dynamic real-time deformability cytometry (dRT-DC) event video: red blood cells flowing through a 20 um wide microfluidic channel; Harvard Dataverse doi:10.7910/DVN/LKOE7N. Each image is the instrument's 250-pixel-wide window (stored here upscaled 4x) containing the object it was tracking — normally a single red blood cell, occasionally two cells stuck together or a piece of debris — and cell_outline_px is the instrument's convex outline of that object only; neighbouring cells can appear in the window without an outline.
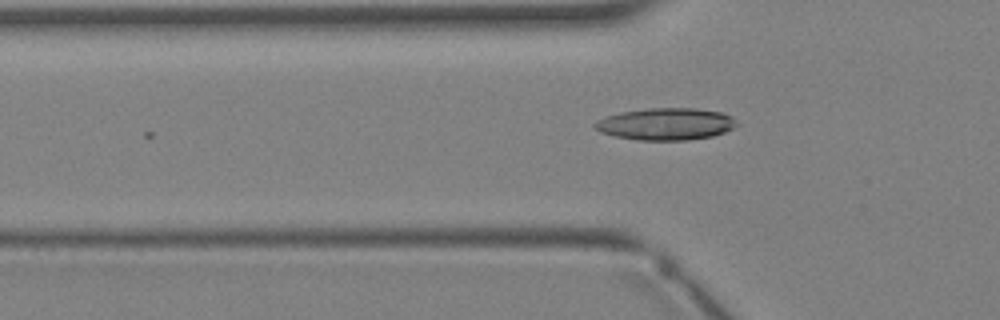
{"species": "Egyptian fruit bat (a non-hibernating species)", "species_latin": "Rousettus aegyptiacus", "temperature_condition": "warm", "stored_images_in_passage": 4, "camera_frame_rate_fps": 3000, "um_per_image_px": 0.085, "animal": {"sex": "female"}, "frame": {"image": 1, "passage_image": 4, "time_ms": 4.333, "image_size_px": [1000, 320], "cell_outline_px": [[740, 124], [724, 132], [712, 136], [688, 140], [640, 140], [616, 136], [600, 132], [592, 124], [596, 120], [604, 116], [620, 112], [648, 108], [696, 108], [720, 112], [732, 116]], "centroid_in_image_um": [56.59, 10.53], "position_along_channel_um": 69.2, "area_um2": 26.59}}